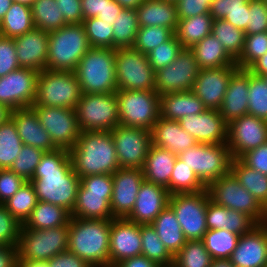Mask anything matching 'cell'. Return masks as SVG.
Returning a JSON list of instances; mask_svg holds the SVG:
<instances>
[{
    "label": "cell",
    "mask_w": 267,
    "mask_h": 267,
    "mask_svg": "<svg viewBox=\"0 0 267 267\" xmlns=\"http://www.w3.org/2000/svg\"><path fill=\"white\" fill-rule=\"evenodd\" d=\"M200 68L189 48H183L168 66L155 72V87L159 95L192 90Z\"/></svg>",
    "instance_id": "e0dca14e"
},
{
    "label": "cell",
    "mask_w": 267,
    "mask_h": 267,
    "mask_svg": "<svg viewBox=\"0 0 267 267\" xmlns=\"http://www.w3.org/2000/svg\"><path fill=\"white\" fill-rule=\"evenodd\" d=\"M236 10H249V0H212L209 6V14L213 20L224 19Z\"/></svg>",
    "instance_id": "94428289"
},
{
    "label": "cell",
    "mask_w": 267,
    "mask_h": 267,
    "mask_svg": "<svg viewBox=\"0 0 267 267\" xmlns=\"http://www.w3.org/2000/svg\"><path fill=\"white\" fill-rule=\"evenodd\" d=\"M158 267H175V265L172 263L168 265H159Z\"/></svg>",
    "instance_id": "67dfc351"
},
{
    "label": "cell",
    "mask_w": 267,
    "mask_h": 267,
    "mask_svg": "<svg viewBox=\"0 0 267 267\" xmlns=\"http://www.w3.org/2000/svg\"><path fill=\"white\" fill-rule=\"evenodd\" d=\"M239 159L250 168L267 175V143L246 152Z\"/></svg>",
    "instance_id": "be15d7a7"
},
{
    "label": "cell",
    "mask_w": 267,
    "mask_h": 267,
    "mask_svg": "<svg viewBox=\"0 0 267 267\" xmlns=\"http://www.w3.org/2000/svg\"><path fill=\"white\" fill-rule=\"evenodd\" d=\"M107 0H81L83 20L97 17L105 8Z\"/></svg>",
    "instance_id": "a7ac6f4b"
},
{
    "label": "cell",
    "mask_w": 267,
    "mask_h": 267,
    "mask_svg": "<svg viewBox=\"0 0 267 267\" xmlns=\"http://www.w3.org/2000/svg\"><path fill=\"white\" fill-rule=\"evenodd\" d=\"M120 125L152 131L160 117L159 94L147 90L116 91Z\"/></svg>",
    "instance_id": "8fae6325"
},
{
    "label": "cell",
    "mask_w": 267,
    "mask_h": 267,
    "mask_svg": "<svg viewBox=\"0 0 267 267\" xmlns=\"http://www.w3.org/2000/svg\"><path fill=\"white\" fill-rule=\"evenodd\" d=\"M66 24L83 23L81 0H55Z\"/></svg>",
    "instance_id": "e7e4bbea"
},
{
    "label": "cell",
    "mask_w": 267,
    "mask_h": 267,
    "mask_svg": "<svg viewBox=\"0 0 267 267\" xmlns=\"http://www.w3.org/2000/svg\"><path fill=\"white\" fill-rule=\"evenodd\" d=\"M13 0H0V22L4 18L7 11L10 9Z\"/></svg>",
    "instance_id": "2a66077c"
},
{
    "label": "cell",
    "mask_w": 267,
    "mask_h": 267,
    "mask_svg": "<svg viewBox=\"0 0 267 267\" xmlns=\"http://www.w3.org/2000/svg\"><path fill=\"white\" fill-rule=\"evenodd\" d=\"M109 263L141 255L140 225L126 218L111 219Z\"/></svg>",
    "instance_id": "603a6c76"
},
{
    "label": "cell",
    "mask_w": 267,
    "mask_h": 267,
    "mask_svg": "<svg viewBox=\"0 0 267 267\" xmlns=\"http://www.w3.org/2000/svg\"><path fill=\"white\" fill-rule=\"evenodd\" d=\"M165 1H170V2H174L175 3L177 0H165Z\"/></svg>",
    "instance_id": "b62a3aed"
},
{
    "label": "cell",
    "mask_w": 267,
    "mask_h": 267,
    "mask_svg": "<svg viewBox=\"0 0 267 267\" xmlns=\"http://www.w3.org/2000/svg\"><path fill=\"white\" fill-rule=\"evenodd\" d=\"M73 170L80 177L113 174L120 168L110 131H82L69 150Z\"/></svg>",
    "instance_id": "7a4b0ae2"
},
{
    "label": "cell",
    "mask_w": 267,
    "mask_h": 267,
    "mask_svg": "<svg viewBox=\"0 0 267 267\" xmlns=\"http://www.w3.org/2000/svg\"><path fill=\"white\" fill-rule=\"evenodd\" d=\"M213 18L210 14L179 19L174 32L183 48H191L207 35L211 34Z\"/></svg>",
    "instance_id": "8d00e7d4"
},
{
    "label": "cell",
    "mask_w": 267,
    "mask_h": 267,
    "mask_svg": "<svg viewBox=\"0 0 267 267\" xmlns=\"http://www.w3.org/2000/svg\"><path fill=\"white\" fill-rule=\"evenodd\" d=\"M248 14L249 10H236L230 12L224 20L231 23L234 27L245 31L248 26Z\"/></svg>",
    "instance_id": "2644e50d"
},
{
    "label": "cell",
    "mask_w": 267,
    "mask_h": 267,
    "mask_svg": "<svg viewBox=\"0 0 267 267\" xmlns=\"http://www.w3.org/2000/svg\"><path fill=\"white\" fill-rule=\"evenodd\" d=\"M159 107L161 117L175 121L190 114L203 113L207 109L192 90L160 95Z\"/></svg>",
    "instance_id": "4dcf8cb0"
},
{
    "label": "cell",
    "mask_w": 267,
    "mask_h": 267,
    "mask_svg": "<svg viewBox=\"0 0 267 267\" xmlns=\"http://www.w3.org/2000/svg\"><path fill=\"white\" fill-rule=\"evenodd\" d=\"M18 261V246H0V267H17Z\"/></svg>",
    "instance_id": "003e7915"
},
{
    "label": "cell",
    "mask_w": 267,
    "mask_h": 267,
    "mask_svg": "<svg viewBox=\"0 0 267 267\" xmlns=\"http://www.w3.org/2000/svg\"><path fill=\"white\" fill-rule=\"evenodd\" d=\"M115 71L118 90L156 91L155 72L147 54L133 48L115 49Z\"/></svg>",
    "instance_id": "4fadbf2b"
},
{
    "label": "cell",
    "mask_w": 267,
    "mask_h": 267,
    "mask_svg": "<svg viewBox=\"0 0 267 267\" xmlns=\"http://www.w3.org/2000/svg\"><path fill=\"white\" fill-rule=\"evenodd\" d=\"M248 114L267 121V81L250 73Z\"/></svg>",
    "instance_id": "681fc988"
},
{
    "label": "cell",
    "mask_w": 267,
    "mask_h": 267,
    "mask_svg": "<svg viewBox=\"0 0 267 267\" xmlns=\"http://www.w3.org/2000/svg\"><path fill=\"white\" fill-rule=\"evenodd\" d=\"M74 73L82 93L101 94L118 90L115 49L91 47L77 64Z\"/></svg>",
    "instance_id": "277c9868"
},
{
    "label": "cell",
    "mask_w": 267,
    "mask_h": 267,
    "mask_svg": "<svg viewBox=\"0 0 267 267\" xmlns=\"http://www.w3.org/2000/svg\"><path fill=\"white\" fill-rule=\"evenodd\" d=\"M235 64L228 67L200 69L192 91L207 109L219 110L232 75L238 70Z\"/></svg>",
    "instance_id": "44dd1931"
},
{
    "label": "cell",
    "mask_w": 267,
    "mask_h": 267,
    "mask_svg": "<svg viewBox=\"0 0 267 267\" xmlns=\"http://www.w3.org/2000/svg\"><path fill=\"white\" fill-rule=\"evenodd\" d=\"M239 237L226 229H211L207 230L202 241L213 259H230Z\"/></svg>",
    "instance_id": "7bdbcfd3"
},
{
    "label": "cell",
    "mask_w": 267,
    "mask_h": 267,
    "mask_svg": "<svg viewBox=\"0 0 267 267\" xmlns=\"http://www.w3.org/2000/svg\"><path fill=\"white\" fill-rule=\"evenodd\" d=\"M34 1L35 0H13V2L25 4V5H28L30 7L32 6Z\"/></svg>",
    "instance_id": "deb4b68c"
},
{
    "label": "cell",
    "mask_w": 267,
    "mask_h": 267,
    "mask_svg": "<svg viewBox=\"0 0 267 267\" xmlns=\"http://www.w3.org/2000/svg\"><path fill=\"white\" fill-rule=\"evenodd\" d=\"M267 53V32L246 35L240 57L235 61L239 69L247 70Z\"/></svg>",
    "instance_id": "816d5d0a"
},
{
    "label": "cell",
    "mask_w": 267,
    "mask_h": 267,
    "mask_svg": "<svg viewBox=\"0 0 267 267\" xmlns=\"http://www.w3.org/2000/svg\"><path fill=\"white\" fill-rule=\"evenodd\" d=\"M38 199L30 181H26L20 189L3 205L20 222L24 223L37 205Z\"/></svg>",
    "instance_id": "7dc6e473"
},
{
    "label": "cell",
    "mask_w": 267,
    "mask_h": 267,
    "mask_svg": "<svg viewBox=\"0 0 267 267\" xmlns=\"http://www.w3.org/2000/svg\"><path fill=\"white\" fill-rule=\"evenodd\" d=\"M174 35V31L166 27H141L137 32L136 40L132 48L147 54L161 43L170 40Z\"/></svg>",
    "instance_id": "f907efd6"
},
{
    "label": "cell",
    "mask_w": 267,
    "mask_h": 267,
    "mask_svg": "<svg viewBox=\"0 0 267 267\" xmlns=\"http://www.w3.org/2000/svg\"><path fill=\"white\" fill-rule=\"evenodd\" d=\"M91 267H119V265L116 263H104V264L93 265Z\"/></svg>",
    "instance_id": "979ff035"
},
{
    "label": "cell",
    "mask_w": 267,
    "mask_h": 267,
    "mask_svg": "<svg viewBox=\"0 0 267 267\" xmlns=\"http://www.w3.org/2000/svg\"><path fill=\"white\" fill-rule=\"evenodd\" d=\"M206 224L208 230L226 229L238 235L250 232L258 225L250 216L215 204L207 192Z\"/></svg>",
    "instance_id": "f546056e"
},
{
    "label": "cell",
    "mask_w": 267,
    "mask_h": 267,
    "mask_svg": "<svg viewBox=\"0 0 267 267\" xmlns=\"http://www.w3.org/2000/svg\"><path fill=\"white\" fill-rule=\"evenodd\" d=\"M267 210V175L250 168L240 159H233L230 171Z\"/></svg>",
    "instance_id": "74e56055"
},
{
    "label": "cell",
    "mask_w": 267,
    "mask_h": 267,
    "mask_svg": "<svg viewBox=\"0 0 267 267\" xmlns=\"http://www.w3.org/2000/svg\"><path fill=\"white\" fill-rule=\"evenodd\" d=\"M110 132L120 168L142 170L152 144L151 131L119 124Z\"/></svg>",
    "instance_id": "2e32d148"
},
{
    "label": "cell",
    "mask_w": 267,
    "mask_h": 267,
    "mask_svg": "<svg viewBox=\"0 0 267 267\" xmlns=\"http://www.w3.org/2000/svg\"><path fill=\"white\" fill-rule=\"evenodd\" d=\"M30 182L38 201L62 206L72 213L80 177L73 170L69 150L57 148L45 152Z\"/></svg>",
    "instance_id": "6da1fadb"
},
{
    "label": "cell",
    "mask_w": 267,
    "mask_h": 267,
    "mask_svg": "<svg viewBox=\"0 0 267 267\" xmlns=\"http://www.w3.org/2000/svg\"><path fill=\"white\" fill-rule=\"evenodd\" d=\"M183 47L174 35L170 40L161 43L158 47L147 53L150 66L156 72L170 65L182 51Z\"/></svg>",
    "instance_id": "11a10c76"
},
{
    "label": "cell",
    "mask_w": 267,
    "mask_h": 267,
    "mask_svg": "<svg viewBox=\"0 0 267 267\" xmlns=\"http://www.w3.org/2000/svg\"><path fill=\"white\" fill-rule=\"evenodd\" d=\"M190 50L200 69L228 67L236 64L212 33L193 45Z\"/></svg>",
    "instance_id": "e575fe53"
},
{
    "label": "cell",
    "mask_w": 267,
    "mask_h": 267,
    "mask_svg": "<svg viewBox=\"0 0 267 267\" xmlns=\"http://www.w3.org/2000/svg\"><path fill=\"white\" fill-rule=\"evenodd\" d=\"M37 113L40 124L49 133L57 148L70 150L81 135L75 109L31 106Z\"/></svg>",
    "instance_id": "9a60e30c"
},
{
    "label": "cell",
    "mask_w": 267,
    "mask_h": 267,
    "mask_svg": "<svg viewBox=\"0 0 267 267\" xmlns=\"http://www.w3.org/2000/svg\"><path fill=\"white\" fill-rule=\"evenodd\" d=\"M70 218L71 213L64 207L38 201L22 226L30 229H50L68 225Z\"/></svg>",
    "instance_id": "d590c367"
},
{
    "label": "cell",
    "mask_w": 267,
    "mask_h": 267,
    "mask_svg": "<svg viewBox=\"0 0 267 267\" xmlns=\"http://www.w3.org/2000/svg\"><path fill=\"white\" fill-rule=\"evenodd\" d=\"M152 144L179 155L198 142L183 130L178 121L159 117L151 131Z\"/></svg>",
    "instance_id": "f1b7e54d"
},
{
    "label": "cell",
    "mask_w": 267,
    "mask_h": 267,
    "mask_svg": "<svg viewBox=\"0 0 267 267\" xmlns=\"http://www.w3.org/2000/svg\"><path fill=\"white\" fill-rule=\"evenodd\" d=\"M45 151L42 149L23 144L19 155L9 168L26 181H31L36 166L40 162Z\"/></svg>",
    "instance_id": "db71d44e"
},
{
    "label": "cell",
    "mask_w": 267,
    "mask_h": 267,
    "mask_svg": "<svg viewBox=\"0 0 267 267\" xmlns=\"http://www.w3.org/2000/svg\"><path fill=\"white\" fill-rule=\"evenodd\" d=\"M26 182L10 169H0V204H4Z\"/></svg>",
    "instance_id": "91938a15"
},
{
    "label": "cell",
    "mask_w": 267,
    "mask_h": 267,
    "mask_svg": "<svg viewBox=\"0 0 267 267\" xmlns=\"http://www.w3.org/2000/svg\"><path fill=\"white\" fill-rule=\"evenodd\" d=\"M206 189L215 204L242 212L257 224L265 223L267 210L231 172L210 183Z\"/></svg>",
    "instance_id": "9c48e42d"
},
{
    "label": "cell",
    "mask_w": 267,
    "mask_h": 267,
    "mask_svg": "<svg viewBox=\"0 0 267 267\" xmlns=\"http://www.w3.org/2000/svg\"><path fill=\"white\" fill-rule=\"evenodd\" d=\"M169 191L152 182H142L134 208L126 217L127 220L139 225L151 224L169 203Z\"/></svg>",
    "instance_id": "d4e9b609"
},
{
    "label": "cell",
    "mask_w": 267,
    "mask_h": 267,
    "mask_svg": "<svg viewBox=\"0 0 267 267\" xmlns=\"http://www.w3.org/2000/svg\"><path fill=\"white\" fill-rule=\"evenodd\" d=\"M119 267H158L155 262L151 261L144 255L134 256L117 263Z\"/></svg>",
    "instance_id": "8c879c8a"
},
{
    "label": "cell",
    "mask_w": 267,
    "mask_h": 267,
    "mask_svg": "<svg viewBox=\"0 0 267 267\" xmlns=\"http://www.w3.org/2000/svg\"><path fill=\"white\" fill-rule=\"evenodd\" d=\"M267 32V4L263 0H249L246 35Z\"/></svg>",
    "instance_id": "6f0895ef"
},
{
    "label": "cell",
    "mask_w": 267,
    "mask_h": 267,
    "mask_svg": "<svg viewBox=\"0 0 267 267\" xmlns=\"http://www.w3.org/2000/svg\"><path fill=\"white\" fill-rule=\"evenodd\" d=\"M111 219L71 217L68 250L91 266L109 263Z\"/></svg>",
    "instance_id": "3957f363"
},
{
    "label": "cell",
    "mask_w": 267,
    "mask_h": 267,
    "mask_svg": "<svg viewBox=\"0 0 267 267\" xmlns=\"http://www.w3.org/2000/svg\"><path fill=\"white\" fill-rule=\"evenodd\" d=\"M10 118L14 121L23 144L42 149L45 152L57 149L49 133L40 124L38 115L32 107L15 109L11 111Z\"/></svg>",
    "instance_id": "4316f807"
},
{
    "label": "cell",
    "mask_w": 267,
    "mask_h": 267,
    "mask_svg": "<svg viewBox=\"0 0 267 267\" xmlns=\"http://www.w3.org/2000/svg\"><path fill=\"white\" fill-rule=\"evenodd\" d=\"M168 205L173 209L185 238L202 240L208 230L206 224L207 190L170 195Z\"/></svg>",
    "instance_id": "5bb4252c"
},
{
    "label": "cell",
    "mask_w": 267,
    "mask_h": 267,
    "mask_svg": "<svg viewBox=\"0 0 267 267\" xmlns=\"http://www.w3.org/2000/svg\"><path fill=\"white\" fill-rule=\"evenodd\" d=\"M91 48L83 24H66L49 32L47 67L74 72L80 59Z\"/></svg>",
    "instance_id": "5b68a950"
},
{
    "label": "cell",
    "mask_w": 267,
    "mask_h": 267,
    "mask_svg": "<svg viewBox=\"0 0 267 267\" xmlns=\"http://www.w3.org/2000/svg\"><path fill=\"white\" fill-rule=\"evenodd\" d=\"M160 240L174 257L185 245L187 239L180 227L173 209L167 205L151 223Z\"/></svg>",
    "instance_id": "836d02e7"
},
{
    "label": "cell",
    "mask_w": 267,
    "mask_h": 267,
    "mask_svg": "<svg viewBox=\"0 0 267 267\" xmlns=\"http://www.w3.org/2000/svg\"><path fill=\"white\" fill-rule=\"evenodd\" d=\"M211 33L234 61L240 57L245 43V31L224 19H215L212 22Z\"/></svg>",
    "instance_id": "ab89813d"
},
{
    "label": "cell",
    "mask_w": 267,
    "mask_h": 267,
    "mask_svg": "<svg viewBox=\"0 0 267 267\" xmlns=\"http://www.w3.org/2000/svg\"><path fill=\"white\" fill-rule=\"evenodd\" d=\"M207 187L231 171L233 157L227 144L197 143L177 155Z\"/></svg>",
    "instance_id": "ba28073f"
},
{
    "label": "cell",
    "mask_w": 267,
    "mask_h": 267,
    "mask_svg": "<svg viewBox=\"0 0 267 267\" xmlns=\"http://www.w3.org/2000/svg\"><path fill=\"white\" fill-rule=\"evenodd\" d=\"M183 130L201 144H226L228 123L219 110L206 109L203 113L190 114L180 119Z\"/></svg>",
    "instance_id": "ffe728a7"
},
{
    "label": "cell",
    "mask_w": 267,
    "mask_h": 267,
    "mask_svg": "<svg viewBox=\"0 0 267 267\" xmlns=\"http://www.w3.org/2000/svg\"><path fill=\"white\" fill-rule=\"evenodd\" d=\"M113 181L111 174H95L80 178L71 217L82 219H114L111 211Z\"/></svg>",
    "instance_id": "8992f818"
},
{
    "label": "cell",
    "mask_w": 267,
    "mask_h": 267,
    "mask_svg": "<svg viewBox=\"0 0 267 267\" xmlns=\"http://www.w3.org/2000/svg\"><path fill=\"white\" fill-rule=\"evenodd\" d=\"M38 75V71L20 67L0 77V104L11 111L31 107L36 97Z\"/></svg>",
    "instance_id": "ac0fdd59"
},
{
    "label": "cell",
    "mask_w": 267,
    "mask_h": 267,
    "mask_svg": "<svg viewBox=\"0 0 267 267\" xmlns=\"http://www.w3.org/2000/svg\"><path fill=\"white\" fill-rule=\"evenodd\" d=\"M82 95L74 72L44 69L39 72L32 106L75 109Z\"/></svg>",
    "instance_id": "52a82bcc"
},
{
    "label": "cell",
    "mask_w": 267,
    "mask_h": 267,
    "mask_svg": "<svg viewBox=\"0 0 267 267\" xmlns=\"http://www.w3.org/2000/svg\"><path fill=\"white\" fill-rule=\"evenodd\" d=\"M250 72L238 69L230 78L219 112L229 124L248 114Z\"/></svg>",
    "instance_id": "83f0119b"
},
{
    "label": "cell",
    "mask_w": 267,
    "mask_h": 267,
    "mask_svg": "<svg viewBox=\"0 0 267 267\" xmlns=\"http://www.w3.org/2000/svg\"><path fill=\"white\" fill-rule=\"evenodd\" d=\"M75 111L81 131H111L120 124L116 92L82 93Z\"/></svg>",
    "instance_id": "7c38bea8"
},
{
    "label": "cell",
    "mask_w": 267,
    "mask_h": 267,
    "mask_svg": "<svg viewBox=\"0 0 267 267\" xmlns=\"http://www.w3.org/2000/svg\"><path fill=\"white\" fill-rule=\"evenodd\" d=\"M20 68L13 38L0 36V77Z\"/></svg>",
    "instance_id": "680465c9"
},
{
    "label": "cell",
    "mask_w": 267,
    "mask_h": 267,
    "mask_svg": "<svg viewBox=\"0 0 267 267\" xmlns=\"http://www.w3.org/2000/svg\"><path fill=\"white\" fill-rule=\"evenodd\" d=\"M211 267H235L230 259H213Z\"/></svg>",
    "instance_id": "b9fcfbb0"
},
{
    "label": "cell",
    "mask_w": 267,
    "mask_h": 267,
    "mask_svg": "<svg viewBox=\"0 0 267 267\" xmlns=\"http://www.w3.org/2000/svg\"><path fill=\"white\" fill-rule=\"evenodd\" d=\"M69 223L50 229L21 226L18 244L19 261H47L68 250Z\"/></svg>",
    "instance_id": "30bf717a"
},
{
    "label": "cell",
    "mask_w": 267,
    "mask_h": 267,
    "mask_svg": "<svg viewBox=\"0 0 267 267\" xmlns=\"http://www.w3.org/2000/svg\"><path fill=\"white\" fill-rule=\"evenodd\" d=\"M17 61L22 68L42 71L47 67L49 32L33 27L14 38Z\"/></svg>",
    "instance_id": "484cf974"
},
{
    "label": "cell",
    "mask_w": 267,
    "mask_h": 267,
    "mask_svg": "<svg viewBox=\"0 0 267 267\" xmlns=\"http://www.w3.org/2000/svg\"><path fill=\"white\" fill-rule=\"evenodd\" d=\"M112 26L113 49L132 48L139 30L136 10L123 8Z\"/></svg>",
    "instance_id": "b9f144b4"
},
{
    "label": "cell",
    "mask_w": 267,
    "mask_h": 267,
    "mask_svg": "<svg viewBox=\"0 0 267 267\" xmlns=\"http://www.w3.org/2000/svg\"><path fill=\"white\" fill-rule=\"evenodd\" d=\"M33 25L46 32L66 25L65 19L55 0H35L31 6Z\"/></svg>",
    "instance_id": "60d3db41"
},
{
    "label": "cell",
    "mask_w": 267,
    "mask_h": 267,
    "mask_svg": "<svg viewBox=\"0 0 267 267\" xmlns=\"http://www.w3.org/2000/svg\"><path fill=\"white\" fill-rule=\"evenodd\" d=\"M176 159L177 155L171 151L151 144L142 168L144 179L165 187L170 194V177Z\"/></svg>",
    "instance_id": "1f68e13d"
},
{
    "label": "cell",
    "mask_w": 267,
    "mask_h": 267,
    "mask_svg": "<svg viewBox=\"0 0 267 267\" xmlns=\"http://www.w3.org/2000/svg\"><path fill=\"white\" fill-rule=\"evenodd\" d=\"M17 267H49L47 261H18Z\"/></svg>",
    "instance_id": "34e18365"
},
{
    "label": "cell",
    "mask_w": 267,
    "mask_h": 267,
    "mask_svg": "<svg viewBox=\"0 0 267 267\" xmlns=\"http://www.w3.org/2000/svg\"><path fill=\"white\" fill-rule=\"evenodd\" d=\"M119 5L125 9H136L142 0H115Z\"/></svg>",
    "instance_id": "11e5206c"
},
{
    "label": "cell",
    "mask_w": 267,
    "mask_h": 267,
    "mask_svg": "<svg viewBox=\"0 0 267 267\" xmlns=\"http://www.w3.org/2000/svg\"><path fill=\"white\" fill-rule=\"evenodd\" d=\"M142 252L141 254L157 265L173 263V256L166 249L163 242L151 224L140 225Z\"/></svg>",
    "instance_id": "f6af8a7d"
},
{
    "label": "cell",
    "mask_w": 267,
    "mask_h": 267,
    "mask_svg": "<svg viewBox=\"0 0 267 267\" xmlns=\"http://www.w3.org/2000/svg\"><path fill=\"white\" fill-rule=\"evenodd\" d=\"M123 10V7L119 5L115 0H107L105 1V8L102 13H100L97 18L101 21L109 22V24L113 25L116 20V17Z\"/></svg>",
    "instance_id": "89a4df30"
},
{
    "label": "cell",
    "mask_w": 267,
    "mask_h": 267,
    "mask_svg": "<svg viewBox=\"0 0 267 267\" xmlns=\"http://www.w3.org/2000/svg\"><path fill=\"white\" fill-rule=\"evenodd\" d=\"M21 226L22 223L0 204V246H18Z\"/></svg>",
    "instance_id": "9f6ffc18"
},
{
    "label": "cell",
    "mask_w": 267,
    "mask_h": 267,
    "mask_svg": "<svg viewBox=\"0 0 267 267\" xmlns=\"http://www.w3.org/2000/svg\"><path fill=\"white\" fill-rule=\"evenodd\" d=\"M267 143V121L246 114L228 124L227 145L233 159Z\"/></svg>",
    "instance_id": "d6986e66"
},
{
    "label": "cell",
    "mask_w": 267,
    "mask_h": 267,
    "mask_svg": "<svg viewBox=\"0 0 267 267\" xmlns=\"http://www.w3.org/2000/svg\"><path fill=\"white\" fill-rule=\"evenodd\" d=\"M230 260L235 267H264L267 264V226L258 224L241 235Z\"/></svg>",
    "instance_id": "cb8c5ba5"
},
{
    "label": "cell",
    "mask_w": 267,
    "mask_h": 267,
    "mask_svg": "<svg viewBox=\"0 0 267 267\" xmlns=\"http://www.w3.org/2000/svg\"><path fill=\"white\" fill-rule=\"evenodd\" d=\"M23 146L14 121L0 125V169H9Z\"/></svg>",
    "instance_id": "ee69618b"
},
{
    "label": "cell",
    "mask_w": 267,
    "mask_h": 267,
    "mask_svg": "<svg viewBox=\"0 0 267 267\" xmlns=\"http://www.w3.org/2000/svg\"><path fill=\"white\" fill-rule=\"evenodd\" d=\"M11 115V110L6 106L0 104V125L5 123Z\"/></svg>",
    "instance_id": "09005b40"
},
{
    "label": "cell",
    "mask_w": 267,
    "mask_h": 267,
    "mask_svg": "<svg viewBox=\"0 0 267 267\" xmlns=\"http://www.w3.org/2000/svg\"><path fill=\"white\" fill-rule=\"evenodd\" d=\"M113 193L110 204L114 218H126L134 208L144 181L141 169L119 168L112 174Z\"/></svg>",
    "instance_id": "7402d4cb"
},
{
    "label": "cell",
    "mask_w": 267,
    "mask_h": 267,
    "mask_svg": "<svg viewBox=\"0 0 267 267\" xmlns=\"http://www.w3.org/2000/svg\"><path fill=\"white\" fill-rule=\"evenodd\" d=\"M139 28L160 26L175 32L178 24L176 4L165 0L142 2L136 9Z\"/></svg>",
    "instance_id": "d6a6232c"
},
{
    "label": "cell",
    "mask_w": 267,
    "mask_h": 267,
    "mask_svg": "<svg viewBox=\"0 0 267 267\" xmlns=\"http://www.w3.org/2000/svg\"><path fill=\"white\" fill-rule=\"evenodd\" d=\"M88 42L91 47L113 49V26L97 17L83 20Z\"/></svg>",
    "instance_id": "f5cc1de1"
},
{
    "label": "cell",
    "mask_w": 267,
    "mask_h": 267,
    "mask_svg": "<svg viewBox=\"0 0 267 267\" xmlns=\"http://www.w3.org/2000/svg\"><path fill=\"white\" fill-rule=\"evenodd\" d=\"M212 260L202 240H187L173 257V264L175 267H211Z\"/></svg>",
    "instance_id": "c3c4849f"
},
{
    "label": "cell",
    "mask_w": 267,
    "mask_h": 267,
    "mask_svg": "<svg viewBox=\"0 0 267 267\" xmlns=\"http://www.w3.org/2000/svg\"><path fill=\"white\" fill-rule=\"evenodd\" d=\"M33 27L31 7L13 2L0 22V36L14 39L29 32Z\"/></svg>",
    "instance_id": "f35d334b"
},
{
    "label": "cell",
    "mask_w": 267,
    "mask_h": 267,
    "mask_svg": "<svg viewBox=\"0 0 267 267\" xmlns=\"http://www.w3.org/2000/svg\"><path fill=\"white\" fill-rule=\"evenodd\" d=\"M264 224L267 226V213H266V220H265Z\"/></svg>",
    "instance_id": "603ad722"
},
{
    "label": "cell",
    "mask_w": 267,
    "mask_h": 267,
    "mask_svg": "<svg viewBox=\"0 0 267 267\" xmlns=\"http://www.w3.org/2000/svg\"><path fill=\"white\" fill-rule=\"evenodd\" d=\"M207 190L194 171L178 157L170 177V195Z\"/></svg>",
    "instance_id": "bcb514c9"
},
{
    "label": "cell",
    "mask_w": 267,
    "mask_h": 267,
    "mask_svg": "<svg viewBox=\"0 0 267 267\" xmlns=\"http://www.w3.org/2000/svg\"><path fill=\"white\" fill-rule=\"evenodd\" d=\"M175 4L178 19L209 14L210 2L208 0H177Z\"/></svg>",
    "instance_id": "6125c7cd"
},
{
    "label": "cell",
    "mask_w": 267,
    "mask_h": 267,
    "mask_svg": "<svg viewBox=\"0 0 267 267\" xmlns=\"http://www.w3.org/2000/svg\"><path fill=\"white\" fill-rule=\"evenodd\" d=\"M49 267H91L84 259H81L69 250L55 255L47 260Z\"/></svg>",
    "instance_id": "03108f58"
},
{
    "label": "cell",
    "mask_w": 267,
    "mask_h": 267,
    "mask_svg": "<svg viewBox=\"0 0 267 267\" xmlns=\"http://www.w3.org/2000/svg\"><path fill=\"white\" fill-rule=\"evenodd\" d=\"M247 70L254 75L265 77L267 75V53L256 60Z\"/></svg>",
    "instance_id": "753ad0ef"
}]
</instances>
